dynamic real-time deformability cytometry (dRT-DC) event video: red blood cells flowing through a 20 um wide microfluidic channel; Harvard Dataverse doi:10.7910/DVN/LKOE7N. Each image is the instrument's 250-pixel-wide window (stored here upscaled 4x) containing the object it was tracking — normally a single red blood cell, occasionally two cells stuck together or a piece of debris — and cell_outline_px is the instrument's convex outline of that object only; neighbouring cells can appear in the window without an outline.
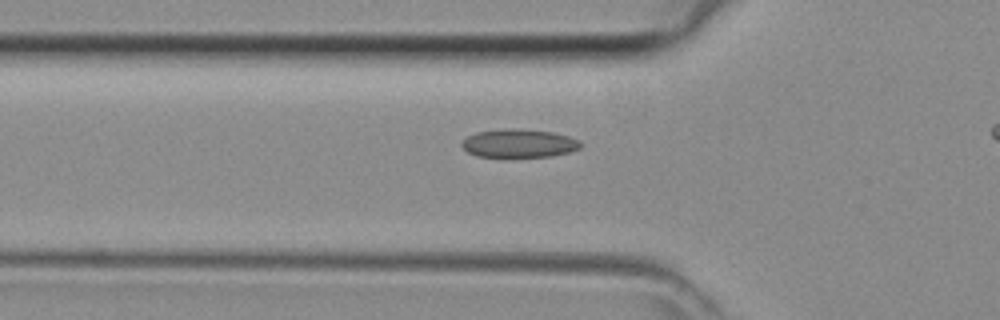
{"species": "common noctule bat (a hibernating species)", "species_latin": "Nyctalus noctula", "temperature_condition": "room temperature", "stored_images_in_passage": 35, "camera_frame_rate_fps": 3000, "um_per_image_px": 0.085, "animal": {"sex": "female", "body_mass_g": 29.2, "forearm_length_mm": 56.3}, "frame": {"image": 1, "passage_image": 12, "time_ms": 3.667, "image_size_px": [1000, 320], "cell_outline_px": [[580, 148], [568, 152], [548, 156], [476, 156], [468, 152], [460, 144], [468, 136], [476, 132], [552, 132], [568, 136], [580, 140]], "centroid_in_image_um": [44.13, 12.24], "position_along_channel_um": 81.7, "area_um2": 18.09}}
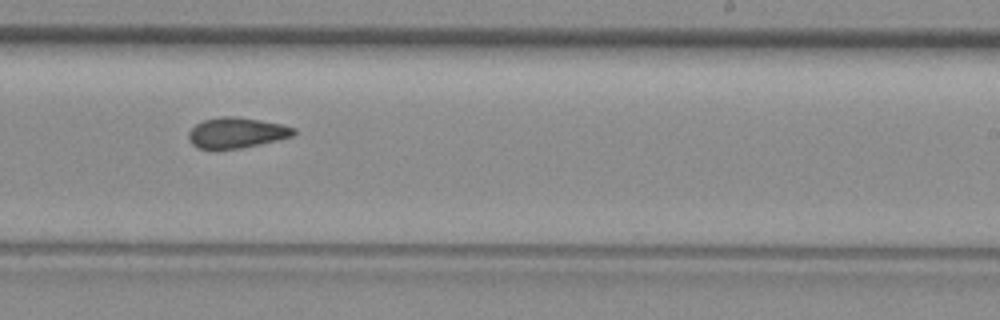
{"frame": {"image": 2, "passage_image": 24, "time_ms": 7.667, "image_size_px": [1000, 320], "cell_outline_px": [[296, 132], [292, 136], [260, 144], [240, 148], [196, 148], [188, 140], [188, 132], [196, 124], [204, 120], [220, 116], [232, 116], [260, 120], [280, 124], [296, 128]], "centroid_in_image_um": [20.08, 11.27], "position_along_channel_um": 268.9, "area_um2": 18.5}}
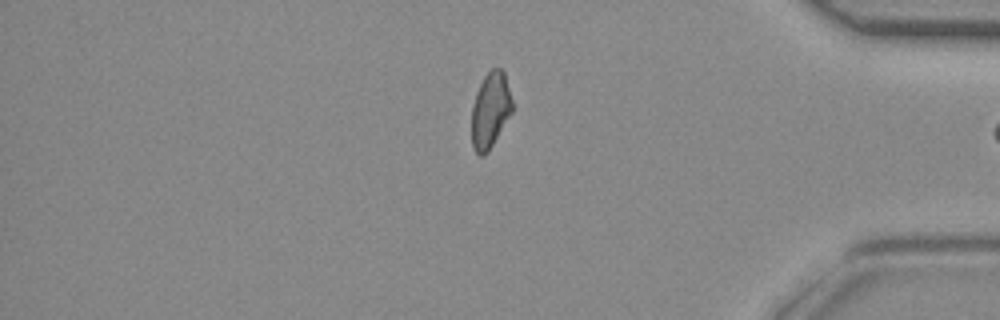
{"frame": {"image": 3, "passage_image": 34, "time_ms": 11.0, "image_size_px": [1000, 320], "cell_outline_px": [[512, 112], [488, 152], [484, 156], [480, 156], [472, 148], [472, 104], [476, 92], [484, 76], [492, 68], [500, 68], [504, 72], [512, 100]], "centroid_in_image_um": [41.67, 9.38], "position_along_channel_um": 393.5, "area_um2": 17.86}}